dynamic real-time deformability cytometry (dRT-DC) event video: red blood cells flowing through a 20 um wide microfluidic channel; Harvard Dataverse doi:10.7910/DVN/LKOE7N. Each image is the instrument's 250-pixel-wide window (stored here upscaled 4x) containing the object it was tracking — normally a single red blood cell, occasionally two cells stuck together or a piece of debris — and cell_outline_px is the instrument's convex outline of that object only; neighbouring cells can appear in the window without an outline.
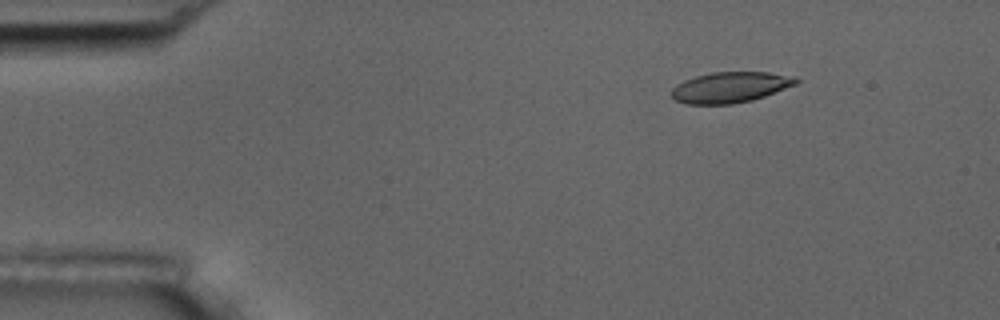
{"species": "common noctule bat (a hibernating species)", "species_latin": "Nyctalus noctula", "temperature_condition": "room temperature", "stored_images_in_passage": 8, "camera_frame_rate_fps": 3000, "um_per_image_px": 0.085, "animal": {"sex": "male", "body_mass_g": 17.5, "forearm_length_mm": 52.3}, "frame": {"image": 1, "passage_image": 1, "time_ms": 0.0, "image_size_px": [1000, 320], "cell_outline_px": [[800, 80], [796, 84], [764, 96], [752, 100], [732, 104], [688, 104], [676, 100], [672, 96], [672, 88], [676, 84], [684, 80], [696, 76], [712, 72], [768, 72], [796, 76]], "centroid_in_image_um": [62.08, 7.41], "position_along_channel_um": 22.9, "area_um2": 22.25}}
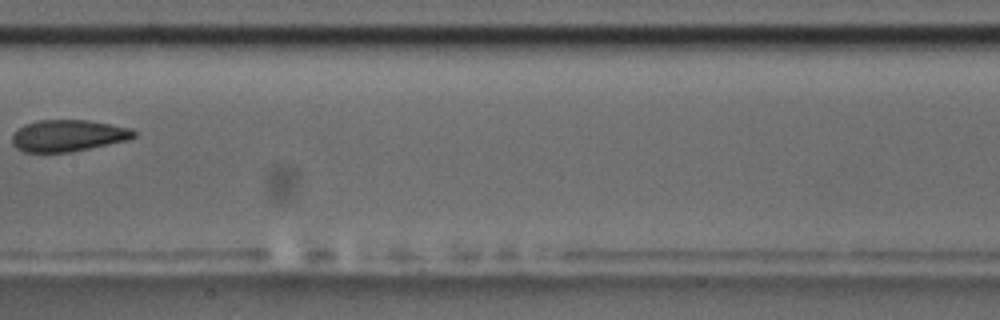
{"frame": {"image": 2, "passage_image": 7, "time_ms": 7.0, "image_size_px": [1000, 320], "cell_outline_px": [[136, 136], [128, 140], [72, 152], [24, 152], [16, 148], [12, 144], [12, 136], [24, 124], [36, 120], [88, 120], [132, 128], [136, 132]], "centroid_in_image_um": [5.8, 11.53], "position_along_channel_um": 201.6, "area_um2": 22.54}}
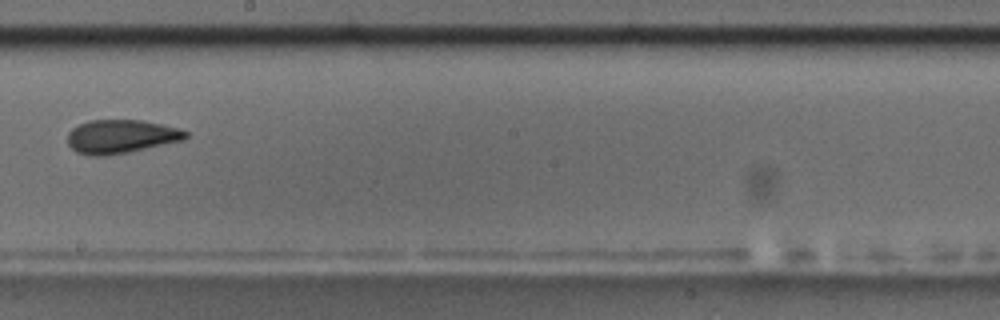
{"frame": {"image": 3, "passage_image": 8, "time_ms": 8.0, "image_size_px": [1000, 320], "cell_outline_px": [[188, 136], [184, 140], [128, 152], [108, 156], [88, 156], [76, 152], [68, 144], [68, 132], [72, 128], [88, 120], [144, 120], [180, 128], [188, 132]], "centroid_in_image_um": [10.28, 11.6], "position_along_channel_um": 237.9, "area_um2": 23.35}}